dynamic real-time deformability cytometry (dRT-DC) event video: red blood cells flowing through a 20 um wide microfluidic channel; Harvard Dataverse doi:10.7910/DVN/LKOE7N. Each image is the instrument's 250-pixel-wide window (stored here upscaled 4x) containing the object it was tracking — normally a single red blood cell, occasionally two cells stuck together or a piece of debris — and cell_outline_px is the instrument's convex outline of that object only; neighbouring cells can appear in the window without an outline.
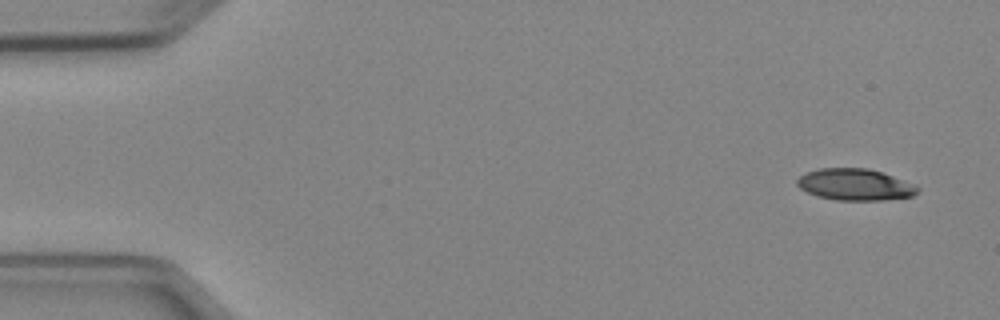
{"species": "Egyptian fruit bat (a non-hibernating species)", "species_latin": "Rousettus aegyptiacus", "temperature_condition": "cold", "stored_images_in_passage": 5, "camera_frame_rate_fps": 3000, "um_per_image_px": 0.085, "animal": {"sex": "female"}, "frame": {"image": 1, "passage_image": 1, "time_ms": 0.0, "image_size_px": [1000, 320], "cell_outline_px": [[920, 192], [912, 196], [884, 200], [836, 200], [816, 196], [800, 188], [796, 184], [796, 180], [800, 176], [808, 172], [820, 168], [868, 168], [916, 184], [920, 188]], "centroid_in_image_um": [72.7, 15.69], "position_along_channel_um": 12.3, "area_um2": 22.2}}
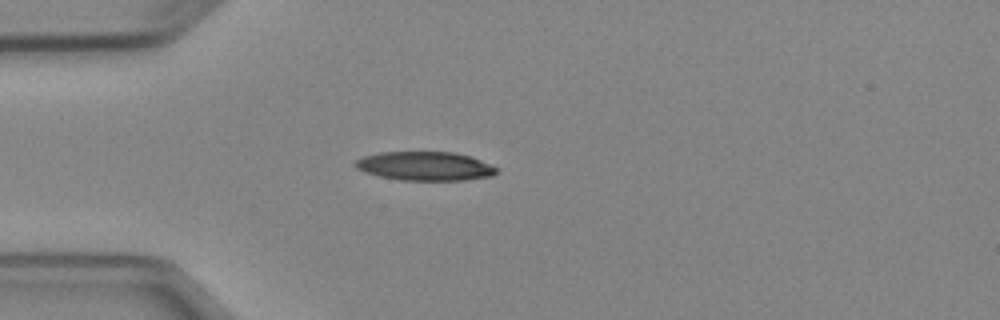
{"frame": {"image": 2, "passage_image": 4, "time_ms": 3.667, "image_size_px": [1000, 320], "cell_outline_px": [[496, 172], [492, 176], [464, 180], [400, 180], [380, 176], [356, 168], [352, 164], [356, 160], [364, 156], [380, 152], [456, 152], [472, 156], [496, 168]], "centroid_in_image_um": [36.12, 14.11], "position_along_channel_um": 48.9, "area_um2": 23.64}}